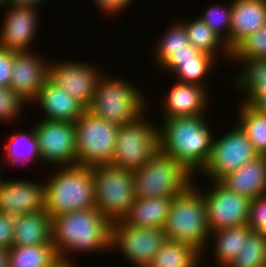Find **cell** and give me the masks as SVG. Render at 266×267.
<instances>
[{"instance_id": "obj_18", "label": "cell", "mask_w": 266, "mask_h": 267, "mask_svg": "<svg viewBox=\"0 0 266 267\" xmlns=\"http://www.w3.org/2000/svg\"><path fill=\"white\" fill-rule=\"evenodd\" d=\"M206 86L177 81L166 94L163 101V119L190 117L204 114L208 106Z\"/></svg>"}, {"instance_id": "obj_5", "label": "cell", "mask_w": 266, "mask_h": 267, "mask_svg": "<svg viewBox=\"0 0 266 267\" xmlns=\"http://www.w3.org/2000/svg\"><path fill=\"white\" fill-rule=\"evenodd\" d=\"M143 97L139 89L128 81L104 77L102 72L87 110L94 116L122 126L145 114L147 102Z\"/></svg>"}, {"instance_id": "obj_14", "label": "cell", "mask_w": 266, "mask_h": 267, "mask_svg": "<svg viewBox=\"0 0 266 267\" xmlns=\"http://www.w3.org/2000/svg\"><path fill=\"white\" fill-rule=\"evenodd\" d=\"M100 72L92 64L78 61H58L57 63H49L48 80L63 88L87 108L96 91L101 77Z\"/></svg>"}, {"instance_id": "obj_16", "label": "cell", "mask_w": 266, "mask_h": 267, "mask_svg": "<svg viewBox=\"0 0 266 267\" xmlns=\"http://www.w3.org/2000/svg\"><path fill=\"white\" fill-rule=\"evenodd\" d=\"M4 7H9V10L1 26L0 47L14 52L32 51L31 43L35 39L39 22L37 9L8 3Z\"/></svg>"}, {"instance_id": "obj_38", "label": "cell", "mask_w": 266, "mask_h": 267, "mask_svg": "<svg viewBox=\"0 0 266 267\" xmlns=\"http://www.w3.org/2000/svg\"><path fill=\"white\" fill-rule=\"evenodd\" d=\"M188 60H216L210 54H206L197 50L194 46L189 44V50H180L169 55L160 65L163 70H167L170 74L179 66V61Z\"/></svg>"}, {"instance_id": "obj_41", "label": "cell", "mask_w": 266, "mask_h": 267, "mask_svg": "<svg viewBox=\"0 0 266 267\" xmlns=\"http://www.w3.org/2000/svg\"><path fill=\"white\" fill-rule=\"evenodd\" d=\"M94 3L100 11H105V14L111 15L112 13L120 14V11L126 9L132 3V0H94Z\"/></svg>"}, {"instance_id": "obj_21", "label": "cell", "mask_w": 266, "mask_h": 267, "mask_svg": "<svg viewBox=\"0 0 266 267\" xmlns=\"http://www.w3.org/2000/svg\"><path fill=\"white\" fill-rule=\"evenodd\" d=\"M219 182L249 200L266 194V155H259L245 163L223 176Z\"/></svg>"}, {"instance_id": "obj_29", "label": "cell", "mask_w": 266, "mask_h": 267, "mask_svg": "<svg viewBox=\"0 0 266 267\" xmlns=\"http://www.w3.org/2000/svg\"><path fill=\"white\" fill-rule=\"evenodd\" d=\"M241 103L238 125L259 155H266V114L257 112L246 103Z\"/></svg>"}, {"instance_id": "obj_27", "label": "cell", "mask_w": 266, "mask_h": 267, "mask_svg": "<svg viewBox=\"0 0 266 267\" xmlns=\"http://www.w3.org/2000/svg\"><path fill=\"white\" fill-rule=\"evenodd\" d=\"M8 252L9 267H54L60 262L53 244L12 246Z\"/></svg>"}, {"instance_id": "obj_42", "label": "cell", "mask_w": 266, "mask_h": 267, "mask_svg": "<svg viewBox=\"0 0 266 267\" xmlns=\"http://www.w3.org/2000/svg\"><path fill=\"white\" fill-rule=\"evenodd\" d=\"M46 2V0H8L7 3L11 5H21V6H28L34 7L38 9V4Z\"/></svg>"}, {"instance_id": "obj_36", "label": "cell", "mask_w": 266, "mask_h": 267, "mask_svg": "<svg viewBox=\"0 0 266 267\" xmlns=\"http://www.w3.org/2000/svg\"><path fill=\"white\" fill-rule=\"evenodd\" d=\"M24 103L27 102L10 87H0V121L9 122L18 118Z\"/></svg>"}, {"instance_id": "obj_31", "label": "cell", "mask_w": 266, "mask_h": 267, "mask_svg": "<svg viewBox=\"0 0 266 267\" xmlns=\"http://www.w3.org/2000/svg\"><path fill=\"white\" fill-rule=\"evenodd\" d=\"M228 267H266V235L251 232Z\"/></svg>"}, {"instance_id": "obj_40", "label": "cell", "mask_w": 266, "mask_h": 267, "mask_svg": "<svg viewBox=\"0 0 266 267\" xmlns=\"http://www.w3.org/2000/svg\"><path fill=\"white\" fill-rule=\"evenodd\" d=\"M14 62V51L0 47V87H9Z\"/></svg>"}, {"instance_id": "obj_20", "label": "cell", "mask_w": 266, "mask_h": 267, "mask_svg": "<svg viewBox=\"0 0 266 267\" xmlns=\"http://www.w3.org/2000/svg\"><path fill=\"white\" fill-rule=\"evenodd\" d=\"M34 101L38 102L42 111L45 112L44 120L75 123L87 110L81 102L49 80L43 85Z\"/></svg>"}, {"instance_id": "obj_28", "label": "cell", "mask_w": 266, "mask_h": 267, "mask_svg": "<svg viewBox=\"0 0 266 267\" xmlns=\"http://www.w3.org/2000/svg\"><path fill=\"white\" fill-rule=\"evenodd\" d=\"M197 18L190 22L178 19L186 29L189 43L200 52L210 54L215 58H218L217 54L222 55V53L227 56L225 58H231V52L227 48L226 43L206 23L199 17ZM218 50L223 52L221 53Z\"/></svg>"}, {"instance_id": "obj_30", "label": "cell", "mask_w": 266, "mask_h": 267, "mask_svg": "<svg viewBox=\"0 0 266 267\" xmlns=\"http://www.w3.org/2000/svg\"><path fill=\"white\" fill-rule=\"evenodd\" d=\"M7 142L6 158H8L9 162L12 164H17V162L19 164L20 162L27 164L32 160H41L37 138L34 134V126L31 131L29 130L26 133L17 132L15 134H11L9 141L7 140Z\"/></svg>"}, {"instance_id": "obj_33", "label": "cell", "mask_w": 266, "mask_h": 267, "mask_svg": "<svg viewBox=\"0 0 266 267\" xmlns=\"http://www.w3.org/2000/svg\"><path fill=\"white\" fill-rule=\"evenodd\" d=\"M266 58V26L243 39L232 51L230 60Z\"/></svg>"}, {"instance_id": "obj_34", "label": "cell", "mask_w": 266, "mask_h": 267, "mask_svg": "<svg viewBox=\"0 0 266 267\" xmlns=\"http://www.w3.org/2000/svg\"><path fill=\"white\" fill-rule=\"evenodd\" d=\"M228 5L225 7L213 5L199 18L226 43L227 48L230 50L231 2Z\"/></svg>"}, {"instance_id": "obj_1", "label": "cell", "mask_w": 266, "mask_h": 267, "mask_svg": "<svg viewBox=\"0 0 266 267\" xmlns=\"http://www.w3.org/2000/svg\"><path fill=\"white\" fill-rule=\"evenodd\" d=\"M111 225L96 207L53 217L52 244L60 261L71 262L66 258L69 252L111 250Z\"/></svg>"}, {"instance_id": "obj_45", "label": "cell", "mask_w": 266, "mask_h": 267, "mask_svg": "<svg viewBox=\"0 0 266 267\" xmlns=\"http://www.w3.org/2000/svg\"><path fill=\"white\" fill-rule=\"evenodd\" d=\"M7 1L8 0H0V6L2 7V5H3V7H4V5L7 4Z\"/></svg>"}, {"instance_id": "obj_9", "label": "cell", "mask_w": 266, "mask_h": 267, "mask_svg": "<svg viewBox=\"0 0 266 267\" xmlns=\"http://www.w3.org/2000/svg\"><path fill=\"white\" fill-rule=\"evenodd\" d=\"M143 117L119 126L111 164L133 171L141 168L160 150L159 127Z\"/></svg>"}, {"instance_id": "obj_10", "label": "cell", "mask_w": 266, "mask_h": 267, "mask_svg": "<svg viewBox=\"0 0 266 267\" xmlns=\"http://www.w3.org/2000/svg\"><path fill=\"white\" fill-rule=\"evenodd\" d=\"M166 241V234L160 228L130 226L122 221L111 225V250H121V255L135 267H149L154 255Z\"/></svg>"}, {"instance_id": "obj_12", "label": "cell", "mask_w": 266, "mask_h": 267, "mask_svg": "<svg viewBox=\"0 0 266 267\" xmlns=\"http://www.w3.org/2000/svg\"><path fill=\"white\" fill-rule=\"evenodd\" d=\"M41 161L57 167L76 165V136L73 122L40 119L34 125Z\"/></svg>"}, {"instance_id": "obj_17", "label": "cell", "mask_w": 266, "mask_h": 267, "mask_svg": "<svg viewBox=\"0 0 266 267\" xmlns=\"http://www.w3.org/2000/svg\"><path fill=\"white\" fill-rule=\"evenodd\" d=\"M36 52H14V62L9 87L28 105L34 101L48 80L49 62Z\"/></svg>"}, {"instance_id": "obj_37", "label": "cell", "mask_w": 266, "mask_h": 267, "mask_svg": "<svg viewBox=\"0 0 266 267\" xmlns=\"http://www.w3.org/2000/svg\"><path fill=\"white\" fill-rule=\"evenodd\" d=\"M246 225L252 232L266 235V194L260 195L250 201Z\"/></svg>"}, {"instance_id": "obj_32", "label": "cell", "mask_w": 266, "mask_h": 267, "mask_svg": "<svg viewBox=\"0 0 266 267\" xmlns=\"http://www.w3.org/2000/svg\"><path fill=\"white\" fill-rule=\"evenodd\" d=\"M168 28L155 47V58L158 65L169 55H173V52L189 50L190 43L184 25L180 21H176Z\"/></svg>"}, {"instance_id": "obj_22", "label": "cell", "mask_w": 266, "mask_h": 267, "mask_svg": "<svg viewBox=\"0 0 266 267\" xmlns=\"http://www.w3.org/2000/svg\"><path fill=\"white\" fill-rule=\"evenodd\" d=\"M237 62L242 63L244 68L237 74L235 81L245 91V95H248L242 102L257 112L266 114V58Z\"/></svg>"}, {"instance_id": "obj_44", "label": "cell", "mask_w": 266, "mask_h": 267, "mask_svg": "<svg viewBox=\"0 0 266 267\" xmlns=\"http://www.w3.org/2000/svg\"><path fill=\"white\" fill-rule=\"evenodd\" d=\"M54 267H76L74 263L66 262V261H60L57 265Z\"/></svg>"}, {"instance_id": "obj_2", "label": "cell", "mask_w": 266, "mask_h": 267, "mask_svg": "<svg viewBox=\"0 0 266 267\" xmlns=\"http://www.w3.org/2000/svg\"><path fill=\"white\" fill-rule=\"evenodd\" d=\"M204 115L163 119L160 150L180 162L193 175L207 164L213 135Z\"/></svg>"}, {"instance_id": "obj_15", "label": "cell", "mask_w": 266, "mask_h": 267, "mask_svg": "<svg viewBox=\"0 0 266 267\" xmlns=\"http://www.w3.org/2000/svg\"><path fill=\"white\" fill-rule=\"evenodd\" d=\"M45 183L26 180L5 181L0 177V212L18 216L45 210Z\"/></svg>"}, {"instance_id": "obj_19", "label": "cell", "mask_w": 266, "mask_h": 267, "mask_svg": "<svg viewBox=\"0 0 266 267\" xmlns=\"http://www.w3.org/2000/svg\"><path fill=\"white\" fill-rule=\"evenodd\" d=\"M263 26H266V0L231 1L230 52Z\"/></svg>"}, {"instance_id": "obj_3", "label": "cell", "mask_w": 266, "mask_h": 267, "mask_svg": "<svg viewBox=\"0 0 266 267\" xmlns=\"http://www.w3.org/2000/svg\"><path fill=\"white\" fill-rule=\"evenodd\" d=\"M195 184L173 198L163 230L167 240L192 245L203 254L211 232L202 190Z\"/></svg>"}, {"instance_id": "obj_6", "label": "cell", "mask_w": 266, "mask_h": 267, "mask_svg": "<svg viewBox=\"0 0 266 267\" xmlns=\"http://www.w3.org/2000/svg\"><path fill=\"white\" fill-rule=\"evenodd\" d=\"M136 198L175 197L191 183L194 175L172 156L159 150L133 170Z\"/></svg>"}, {"instance_id": "obj_26", "label": "cell", "mask_w": 266, "mask_h": 267, "mask_svg": "<svg viewBox=\"0 0 266 267\" xmlns=\"http://www.w3.org/2000/svg\"><path fill=\"white\" fill-rule=\"evenodd\" d=\"M201 256L202 253L192 245L167 240L149 267H200Z\"/></svg>"}, {"instance_id": "obj_23", "label": "cell", "mask_w": 266, "mask_h": 267, "mask_svg": "<svg viewBox=\"0 0 266 267\" xmlns=\"http://www.w3.org/2000/svg\"><path fill=\"white\" fill-rule=\"evenodd\" d=\"M173 198H135L121 221L130 226L164 229Z\"/></svg>"}, {"instance_id": "obj_13", "label": "cell", "mask_w": 266, "mask_h": 267, "mask_svg": "<svg viewBox=\"0 0 266 267\" xmlns=\"http://www.w3.org/2000/svg\"><path fill=\"white\" fill-rule=\"evenodd\" d=\"M211 182L214 188L202 192L210 232L246 225L251 200L227 189L219 181Z\"/></svg>"}, {"instance_id": "obj_24", "label": "cell", "mask_w": 266, "mask_h": 267, "mask_svg": "<svg viewBox=\"0 0 266 267\" xmlns=\"http://www.w3.org/2000/svg\"><path fill=\"white\" fill-rule=\"evenodd\" d=\"M13 246L52 244V218L42 212L14 217Z\"/></svg>"}, {"instance_id": "obj_39", "label": "cell", "mask_w": 266, "mask_h": 267, "mask_svg": "<svg viewBox=\"0 0 266 267\" xmlns=\"http://www.w3.org/2000/svg\"><path fill=\"white\" fill-rule=\"evenodd\" d=\"M14 216L0 212V248L9 250L13 246Z\"/></svg>"}, {"instance_id": "obj_35", "label": "cell", "mask_w": 266, "mask_h": 267, "mask_svg": "<svg viewBox=\"0 0 266 267\" xmlns=\"http://www.w3.org/2000/svg\"><path fill=\"white\" fill-rule=\"evenodd\" d=\"M217 60H188L179 61V66L172 72L177 81L205 86V75L215 66Z\"/></svg>"}, {"instance_id": "obj_7", "label": "cell", "mask_w": 266, "mask_h": 267, "mask_svg": "<svg viewBox=\"0 0 266 267\" xmlns=\"http://www.w3.org/2000/svg\"><path fill=\"white\" fill-rule=\"evenodd\" d=\"M96 208L111 224L121 221L135 201L133 171L111 163L91 167Z\"/></svg>"}, {"instance_id": "obj_11", "label": "cell", "mask_w": 266, "mask_h": 267, "mask_svg": "<svg viewBox=\"0 0 266 267\" xmlns=\"http://www.w3.org/2000/svg\"><path fill=\"white\" fill-rule=\"evenodd\" d=\"M258 156L253 144L237 125L220 138L213 139L210 158L201 171H204L203 174L205 173L210 181H219L226 174Z\"/></svg>"}, {"instance_id": "obj_4", "label": "cell", "mask_w": 266, "mask_h": 267, "mask_svg": "<svg viewBox=\"0 0 266 267\" xmlns=\"http://www.w3.org/2000/svg\"><path fill=\"white\" fill-rule=\"evenodd\" d=\"M58 169L45 181V211L48 215L53 218L67 212L96 207L92 168L72 165Z\"/></svg>"}, {"instance_id": "obj_8", "label": "cell", "mask_w": 266, "mask_h": 267, "mask_svg": "<svg viewBox=\"0 0 266 267\" xmlns=\"http://www.w3.org/2000/svg\"><path fill=\"white\" fill-rule=\"evenodd\" d=\"M76 165L92 167L111 163L119 126L86 110L74 123Z\"/></svg>"}, {"instance_id": "obj_25", "label": "cell", "mask_w": 266, "mask_h": 267, "mask_svg": "<svg viewBox=\"0 0 266 267\" xmlns=\"http://www.w3.org/2000/svg\"><path fill=\"white\" fill-rule=\"evenodd\" d=\"M252 230L247 225L224 228L210 233V239H214L215 262L220 267H228L230 263L241 253L243 242L248 239ZM213 236V237H212ZM212 237V238H211Z\"/></svg>"}, {"instance_id": "obj_43", "label": "cell", "mask_w": 266, "mask_h": 267, "mask_svg": "<svg viewBox=\"0 0 266 267\" xmlns=\"http://www.w3.org/2000/svg\"><path fill=\"white\" fill-rule=\"evenodd\" d=\"M0 267H9V252L0 248Z\"/></svg>"}]
</instances>
